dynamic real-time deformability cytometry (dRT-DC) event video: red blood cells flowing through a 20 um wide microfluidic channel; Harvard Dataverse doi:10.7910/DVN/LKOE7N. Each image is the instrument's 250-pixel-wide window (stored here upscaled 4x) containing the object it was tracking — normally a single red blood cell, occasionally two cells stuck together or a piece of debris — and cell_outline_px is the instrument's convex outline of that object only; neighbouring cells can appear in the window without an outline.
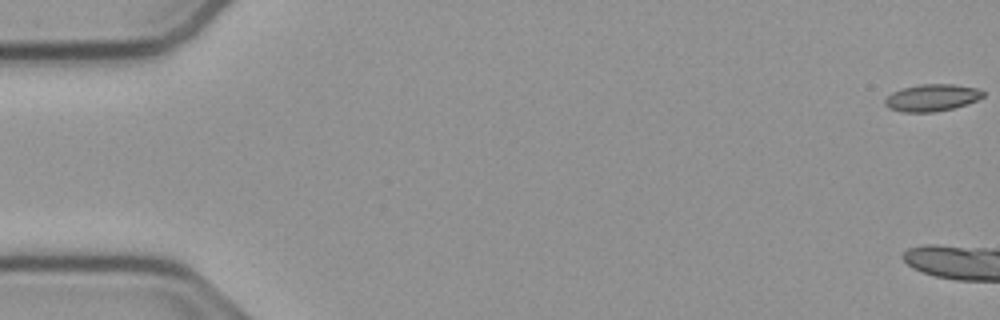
{"species": "common noctule bat (a hibernating species)", "species_latin": "Nyctalus noctula", "temperature_condition": "cold", "stored_images_in_passage": 10, "camera_frame_rate_fps": 3000, "um_per_image_px": 0.085, "animal": {"sex": "male", "body_mass_g": 23.1, "forearm_length_mm": 52.7}, "frame": {"image": 1, "passage_image": 1, "time_ms": 0.0, "image_size_px": [1000, 320], "cell_outline_px": [[984, 96], [976, 100], [952, 108], [932, 112], [900, 112], [888, 108], [884, 104], [884, 100], [892, 92], [904, 88], [920, 84], [952, 84], [976, 88], [984, 92]], "centroid_in_image_um": [79.17, 8.3], "position_along_channel_um": 5.8, "area_um2": 15.26}}